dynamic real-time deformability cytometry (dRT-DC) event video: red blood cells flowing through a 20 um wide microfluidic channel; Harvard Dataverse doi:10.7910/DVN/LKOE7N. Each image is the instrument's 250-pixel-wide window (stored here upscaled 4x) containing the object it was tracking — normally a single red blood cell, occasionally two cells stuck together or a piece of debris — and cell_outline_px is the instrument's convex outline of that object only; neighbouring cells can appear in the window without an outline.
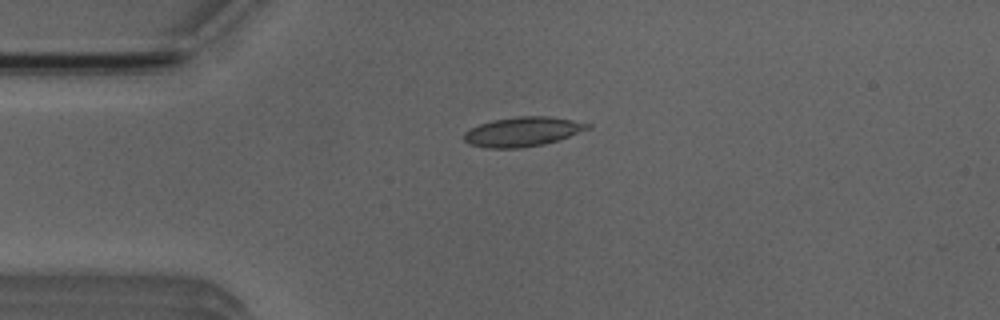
{"species": "Egyptian fruit bat (a non-hibernating species)", "species_latin": "Rousettus aegyptiacus", "temperature_condition": "room temperature", "stored_images_in_passage": 3, "camera_frame_rate_fps": 3000, "um_per_image_px": 0.085, "animal": {"sex": "male"}, "frame": {"image": 1, "passage_image": 1, "time_ms": 0.0, "image_size_px": [1000, 320], "cell_outline_px": [[592, 124], [588, 128], [568, 136], [544, 144], [520, 148], [488, 148], [468, 144], [464, 140], [464, 132], [480, 124], [492, 120], [516, 116], [548, 116], [572, 120]], "centroid_in_image_um": [44.38, 11.19], "position_along_channel_um": 40.6, "area_um2": 20.98}}